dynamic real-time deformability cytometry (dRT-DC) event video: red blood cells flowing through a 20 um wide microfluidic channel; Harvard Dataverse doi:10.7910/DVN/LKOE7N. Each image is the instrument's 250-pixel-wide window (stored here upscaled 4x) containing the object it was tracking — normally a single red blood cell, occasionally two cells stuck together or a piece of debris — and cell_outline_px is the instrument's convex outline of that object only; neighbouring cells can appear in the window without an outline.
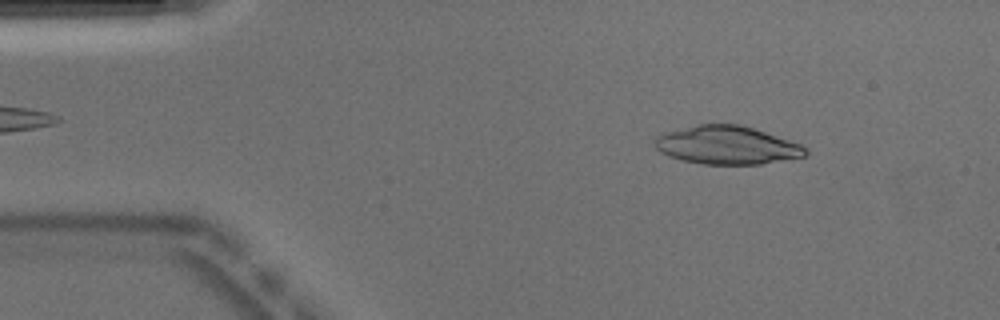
{"species": "Egyptian fruit bat (a non-hibernating species)", "species_latin": "Rousettus aegyptiacus", "temperature_condition": "warm", "stored_images_in_passage": 49, "camera_frame_rate_fps": 3000, "um_per_image_px": 0.085, "animal": {"sex": "male"}, "frame": {"image": 1, "passage_image": 6, "time_ms": 1.667, "image_size_px": [1000, 320], "cell_outline_px": [[808, 156], [760, 164], [704, 164], [680, 160], [668, 156], [660, 152], [656, 148], [652, 140], [656, 136], [668, 132], [700, 124], [740, 124], [800, 144], [808, 148]], "centroid_in_image_um": [61.79, 12.35], "position_along_channel_um": 23.2, "area_um2": 33.47}}